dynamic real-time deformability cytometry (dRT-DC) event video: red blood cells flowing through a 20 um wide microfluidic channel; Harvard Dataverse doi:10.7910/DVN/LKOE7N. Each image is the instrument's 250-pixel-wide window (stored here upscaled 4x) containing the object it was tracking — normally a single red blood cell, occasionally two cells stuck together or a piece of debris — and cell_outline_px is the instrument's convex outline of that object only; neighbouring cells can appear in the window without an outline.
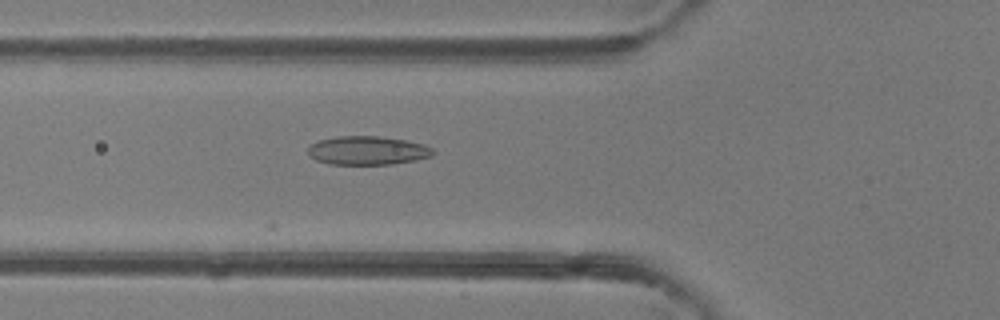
{"species": "common noctule bat (a hibernating species)", "species_latin": "Nyctalus noctula", "temperature_condition": "room temperature", "stored_images_in_passage": 10, "camera_frame_rate_fps": 3000, "um_per_image_px": 0.085, "animal": {"sex": "female"}, "frame": {"image": 1, "passage_image": 3, "time_ms": 0.667, "image_size_px": [1000, 320], "cell_outline_px": [[436, 152], [432, 156], [416, 160], [392, 164], [328, 164], [316, 160], [308, 156], [308, 148], [312, 144], [320, 140], [336, 136], [380, 136], [404, 140], [424, 144], [432, 148]], "centroid_in_image_um": [31.25, 12.79], "position_along_channel_um": 94.6, "area_um2": 20.98}}
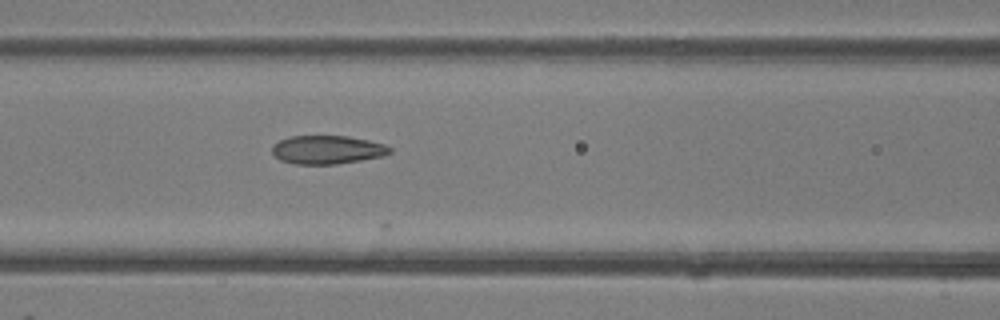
{"frame": {"image": 2, "passage_image": 6, "time_ms": 1.667, "image_size_px": [1000, 320], "cell_outline_px": [[392, 152], [384, 156], [336, 164], [296, 164], [280, 160], [272, 152], [272, 144], [280, 140], [292, 136], [348, 136], [368, 140], [384, 144], [392, 148]], "centroid_in_image_um": [27.83, 12.72], "position_along_channel_um": 138.8, "area_um2": 19.54}}